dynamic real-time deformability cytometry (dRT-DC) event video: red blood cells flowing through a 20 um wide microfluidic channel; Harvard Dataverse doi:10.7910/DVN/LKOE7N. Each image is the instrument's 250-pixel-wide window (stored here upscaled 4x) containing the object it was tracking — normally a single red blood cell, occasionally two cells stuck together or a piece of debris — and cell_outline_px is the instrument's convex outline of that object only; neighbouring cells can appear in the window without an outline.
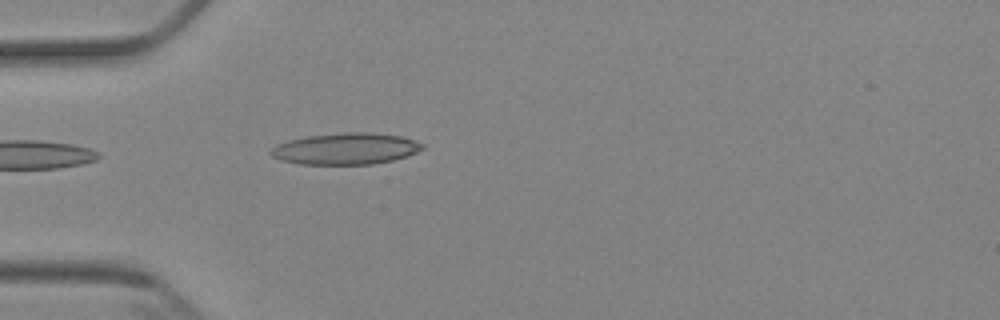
{"species": "Egyptian fruit bat (a non-hibernating species)", "species_latin": "Rousettus aegyptiacus", "temperature_condition": "cold", "stored_images_in_passage": 4, "camera_frame_rate_fps": 3000, "um_per_image_px": 0.085, "animal": {"sex": "female"}, "frame": {"image": 1, "passage_image": 4, "time_ms": 3.667, "image_size_px": [1000, 320], "cell_outline_px": [[424, 148], [408, 156], [392, 160], [372, 164], [300, 164], [284, 160], [272, 156], [268, 152], [272, 148], [288, 140], [308, 136], [344, 132], [368, 132], [400, 136], [416, 140], [424, 144]], "centroid_in_image_um": [29.43, 12.64], "position_along_channel_um": 55.6, "area_um2": 27.63}}